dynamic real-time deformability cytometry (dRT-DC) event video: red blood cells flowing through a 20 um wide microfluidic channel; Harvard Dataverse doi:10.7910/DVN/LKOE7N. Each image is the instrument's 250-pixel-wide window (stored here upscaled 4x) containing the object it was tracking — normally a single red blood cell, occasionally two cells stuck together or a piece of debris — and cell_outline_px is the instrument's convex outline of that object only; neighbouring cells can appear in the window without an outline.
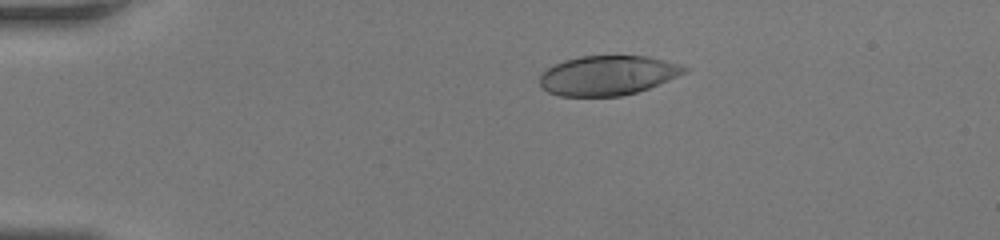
{"species": "human", "species_latin": "Homo sapiens", "temperature_condition": "room temperature", "stored_images_in_passage": 41, "camera_frame_rate_fps": 3000, "um_per_image_px": 0.085, "donor": {"sex": "female"}, "frame": {"image": 1, "passage_image": 4, "time_ms": 1.0, "image_size_px": [1000, 240], "cell_outline_px": [[688, 72], [648, 88], [636, 92], [620, 96], [560, 96], [548, 92], [540, 88], [540, 72], [564, 60], [580, 56], [648, 56], [680, 64], [688, 68]], "centroid_in_image_um": [51.63, 6.41], "position_along_channel_um": 33.4, "area_um2": 33.41}}
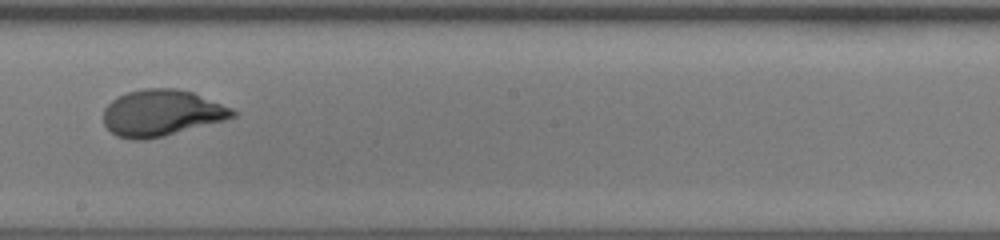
{"frame": {"image": 2, "passage_image": 22, "time_ms": 7.0, "image_size_px": [1000, 240], "cell_outline_px": [[240, 112], [236, 116], [224, 120], [164, 136], [144, 140], [132, 140], [116, 136], [104, 124], [104, 108], [116, 96], [128, 92], [144, 88], [176, 88], [192, 92], [232, 108]], "centroid_in_image_um": [13.73, 9.6], "position_along_channel_um": 234.5, "area_um2": 34.91}}
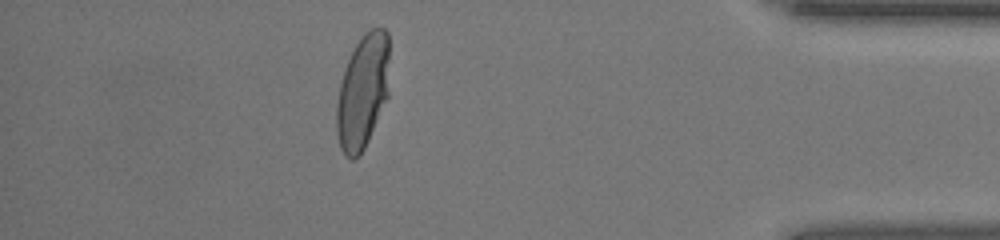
{"frame": {"image": 3, "passage_image": 36, "time_ms": 11.667, "image_size_px": [1000, 240], "cell_outline_px": [[388, 96], [368, 140], [360, 156], [352, 160], [344, 156], [340, 148], [336, 132], [336, 108], [340, 84], [344, 68], [356, 44], [372, 28], [384, 28], [388, 32]], "centroid_in_image_um": [30.81, 7.85], "position_along_channel_um": 404.4, "area_um2": 35.03}}